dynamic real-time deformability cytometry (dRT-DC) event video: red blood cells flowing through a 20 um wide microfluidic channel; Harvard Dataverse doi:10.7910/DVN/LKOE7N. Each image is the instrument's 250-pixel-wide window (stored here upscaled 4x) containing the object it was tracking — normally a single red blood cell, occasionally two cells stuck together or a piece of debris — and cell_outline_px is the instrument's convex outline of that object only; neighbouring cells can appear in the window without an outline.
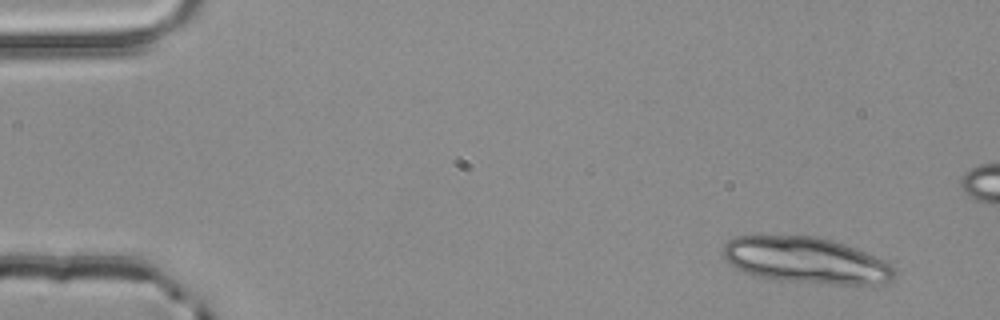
{"species": "common noctule bat (a hibernating species)", "species_latin": "Nyctalus noctula", "temperature_condition": "room temperature", "stored_images_in_passage": 3, "camera_frame_rate_fps": 3000, "um_per_image_px": 0.085, "animal": {"sex": "male", "body_mass_g": 20.4}, "frame": {"image": 1, "passage_image": 1, "time_ms": 0.0, "image_size_px": [1000, 320], "cell_outline_px": [[896, 276], [892, 280], [872, 284], [832, 284], [780, 280], [756, 276], [736, 268], [724, 260], [724, 244], [728, 240], [736, 236], [816, 236], [832, 240], [844, 244], [884, 260], [892, 264], [896, 268]], "centroid_in_image_um": [68.52, 22.13], "position_along_channel_um": 16.5, "area_um2": 45.89}}